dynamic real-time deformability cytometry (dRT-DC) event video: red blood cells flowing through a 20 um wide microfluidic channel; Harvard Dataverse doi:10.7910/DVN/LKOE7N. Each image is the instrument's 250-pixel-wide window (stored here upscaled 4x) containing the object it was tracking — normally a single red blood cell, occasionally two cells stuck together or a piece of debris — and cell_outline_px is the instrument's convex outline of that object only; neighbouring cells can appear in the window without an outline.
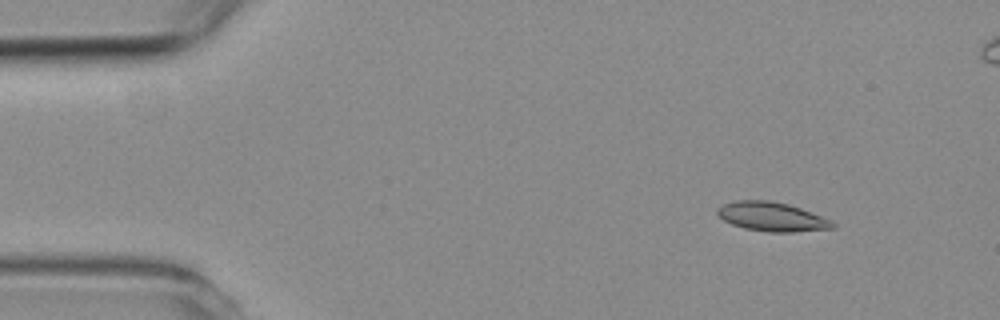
{"species": "common noctule bat (a hibernating species)", "species_latin": "Nyctalus noctula", "temperature_condition": "room temperature", "stored_images_in_passage": 5, "camera_frame_rate_fps": 3000, "um_per_image_px": 0.085, "animal": {"sex": "female", "body_mass_g": 19.3, "forearm_length_mm": 54.1}, "frame": {"image": 1, "passage_image": 1, "time_ms": 0.0, "image_size_px": [1000, 320], "cell_outline_px": [[836, 228], [792, 232], [768, 232], [744, 228], [732, 224], [724, 220], [716, 212], [716, 208], [724, 204], [736, 200], [768, 200], [788, 204], [800, 208], [832, 220], [836, 224]], "centroid_in_image_um": [65.62, 18.42], "position_along_channel_um": 19.4, "area_um2": 19.54}}
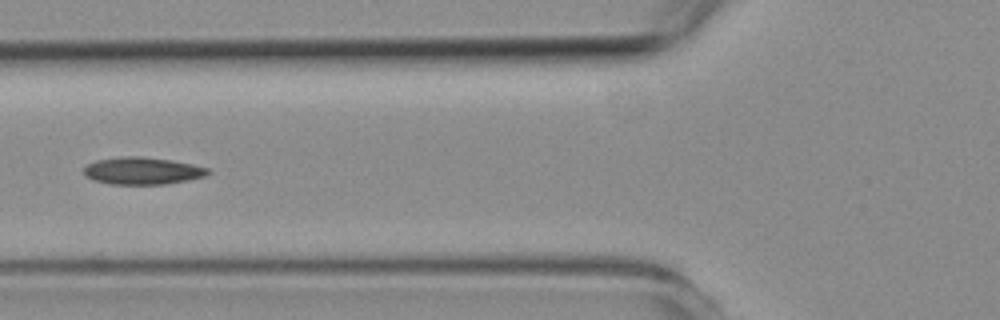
{"frame": {"image": 2, "passage_image": 5, "time_ms": 4.667, "image_size_px": [1000, 320], "cell_outline_px": [[212, 172], [204, 176], [188, 180], [164, 184], [112, 184], [92, 180], [84, 176], [84, 168], [88, 164], [96, 160], [120, 156], [140, 156], [172, 160], [192, 164], [208, 168]], "centroid_in_image_um": [12.09, 14.51], "position_along_channel_um": 113.7, "area_um2": 19.77}}